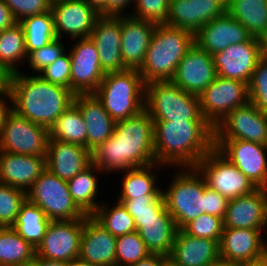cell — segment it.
I'll list each match as a JSON object with an SVG mask.
<instances>
[{
	"instance_id": "obj_60",
	"label": "cell",
	"mask_w": 267,
	"mask_h": 266,
	"mask_svg": "<svg viewBox=\"0 0 267 266\" xmlns=\"http://www.w3.org/2000/svg\"><path fill=\"white\" fill-rule=\"evenodd\" d=\"M265 229H267V188H266V199H265V210H264V230Z\"/></svg>"
},
{
	"instance_id": "obj_56",
	"label": "cell",
	"mask_w": 267,
	"mask_h": 266,
	"mask_svg": "<svg viewBox=\"0 0 267 266\" xmlns=\"http://www.w3.org/2000/svg\"><path fill=\"white\" fill-rule=\"evenodd\" d=\"M209 266H245L244 264L219 258Z\"/></svg>"
},
{
	"instance_id": "obj_46",
	"label": "cell",
	"mask_w": 267,
	"mask_h": 266,
	"mask_svg": "<svg viewBox=\"0 0 267 266\" xmlns=\"http://www.w3.org/2000/svg\"><path fill=\"white\" fill-rule=\"evenodd\" d=\"M71 60L64 52L56 61L47 66L40 75L44 80L70 89Z\"/></svg>"
},
{
	"instance_id": "obj_9",
	"label": "cell",
	"mask_w": 267,
	"mask_h": 266,
	"mask_svg": "<svg viewBox=\"0 0 267 266\" xmlns=\"http://www.w3.org/2000/svg\"><path fill=\"white\" fill-rule=\"evenodd\" d=\"M27 199L51 221H72L87 216L73 201L67 181L61 180L47 168L27 191Z\"/></svg>"
},
{
	"instance_id": "obj_12",
	"label": "cell",
	"mask_w": 267,
	"mask_h": 266,
	"mask_svg": "<svg viewBox=\"0 0 267 266\" xmlns=\"http://www.w3.org/2000/svg\"><path fill=\"white\" fill-rule=\"evenodd\" d=\"M199 97L202 116L215 128L232 110L249 102L248 84L217 76Z\"/></svg>"
},
{
	"instance_id": "obj_4",
	"label": "cell",
	"mask_w": 267,
	"mask_h": 266,
	"mask_svg": "<svg viewBox=\"0 0 267 266\" xmlns=\"http://www.w3.org/2000/svg\"><path fill=\"white\" fill-rule=\"evenodd\" d=\"M117 201L133 216L136 231L148 251L169 257L178 229L163 194Z\"/></svg>"
},
{
	"instance_id": "obj_13",
	"label": "cell",
	"mask_w": 267,
	"mask_h": 266,
	"mask_svg": "<svg viewBox=\"0 0 267 266\" xmlns=\"http://www.w3.org/2000/svg\"><path fill=\"white\" fill-rule=\"evenodd\" d=\"M214 144L258 188H267V145L238 139H214Z\"/></svg>"
},
{
	"instance_id": "obj_23",
	"label": "cell",
	"mask_w": 267,
	"mask_h": 266,
	"mask_svg": "<svg viewBox=\"0 0 267 266\" xmlns=\"http://www.w3.org/2000/svg\"><path fill=\"white\" fill-rule=\"evenodd\" d=\"M251 38L249 31L227 12L214 18L195 33V43L211 55Z\"/></svg>"
},
{
	"instance_id": "obj_53",
	"label": "cell",
	"mask_w": 267,
	"mask_h": 266,
	"mask_svg": "<svg viewBox=\"0 0 267 266\" xmlns=\"http://www.w3.org/2000/svg\"><path fill=\"white\" fill-rule=\"evenodd\" d=\"M10 78L11 73L8 72L2 65H0V94L10 93Z\"/></svg>"
},
{
	"instance_id": "obj_59",
	"label": "cell",
	"mask_w": 267,
	"mask_h": 266,
	"mask_svg": "<svg viewBox=\"0 0 267 266\" xmlns=\"http://www.w3.org/2000/svg\"><path fill=\"white\" fill-rule=\"evenodd\" d=\"M14 266H38V256H35L33 260Z\"/></svg>"
},
{
	"instance_id": "obj_48",
	"label": "cell",
	"mask_w": 267,
	"mask_h": 266,
	"mask_svg": "<svg viewBox=\"0 0 267 266\" xmlns=\"http://www.w3.org/2000/svg\"><path fill=\"white\" fill-rule=\"evenodd\" d=\"M229 200L205 184V213L224 220Z\"/></svg>"
},
{
	"instance_id": "obj_58",
	"label": "cell",
	"mask_w": 267,
	"mask_h": 266,
	"mask_svg": "<svg viewBox=\"0 0 267 266\" xmlns=\"http://www.w3.org/2000/svg\"><path fill=\"white\" fill-rule=\"evenodd\" d=\"M260 40H261L262 55L267 57V32Z\"/></svg>"
},
{
	"instance_id": "obj_38",
	"label": "cell",
	"mask_w": 267,
	"mask_h": 266,
	"mask_svg": "<svg viewBox=\"0 0 267 266\" xmlns=\"http://www.w3.org/2000/svg\"><path fill=\"white\" fill-rule=\"evenodd\" d=\"M24 29L27 54L38 50L57 38L51 11L29 16L19 22Z\"/></svg>"
},
{
	"instance_id": "obj_28",
	"label": "cell",
	"mask_w": 267,
	"mask_h": 266,
	"mask_svg": "<svg viewBox=\"0 0 267 266\" xmlns=\"http://www.w3.org/2000/svg\"><path fill=\"white\" fill-rule=\"evenodd\" d=\"M219 242L177 230L169 260L175 266H209L218 260Z\"/></svg>"
},
{
	"instance_id": "obj_62",
	"label": "cell",
	"mask_w": 267,
	"mask_h": 266,
	"mask_svg": "<svg viewBox=\"0 0 267 266\" xmlns=\"http://www.w3.org/2000/svg\"><path fill=\"white\" fill-rule=\"evenodd\" d=\"M165 266H175L171 261H169Z\"/></svg>"
},
{
	"instance_id": "obj_8",
	"label": "cell",
	"mask_w": 267,
	"mask_h": 266,
	"mask_svg": "<svg viewBox=\"0 0 267 266\" xmlns=\"http://www.w3.org/2000/svg\"><path fill=\"white\" fill-rule=\"evenodd\" d=\"M184 169V170H180ZM175 177L162 190L165 205L178 230L205 213V180L195 167L179 168Z\"/></svg>"
},
{
	"instance_id": "obj_47",
	"label": "cell",
	"mask_w": 267,
	"mask_h": 266,
	"mask_svg": "<svg viewBox=\"0 0 267 266\" xmlns=\"http://www.w3.org/2000/svg\"><path fill=\"white\" fill-rule=\"evenodd\" d=\"M15 20L21 22L29 16L51 11V0H4Z\"/></svg>"
},
{
	"instance_id": "obj_25",
	"label": "cell",
	"mask_w": 267,
	"mask_h": 266,
	"mask_svg": "<svg viewBox=\"0 0 267 266\" xmlns=\"http://www.w3.org/2000/svg\"><path fill=\"white\" fill-rule=\"evenodd\" d=\"M156 26L130 15L121 16V55L126 69H140Z\"/></svg>"
},
{
	"instance_id": "obj_35",
	"label": "cell",
	"mask_w": 267,
	"mask_h": 266,
	"mask_svg": "<svg viewBox=\"0 0 267 266\" xmlns=\"http://www.w3.org/2000/svg\"><path fill=\"white\" fill-rule=\"evenodd\" d=\"M51 220L28 199L22 204L13 229L34 248L41 243Z\"/></svg>"
},
{
	"instance_id": "obj_55",
	"label": "cell",
	"mask_w": 267,
	"mask_h": 266,
	"mask_svg": "<svg viewBox=\"0 0 267 266\" xmlns=\"http://www.w3.org/2000/svg\"><path fill=\"white\" fill-rule=\"evenodd\" d=\"M38 266H68L67 262L38 257Z\"/></svg>"
},
{
	"instance_id": "obj_22",
	"label": "cell",
	"mask_w": 267,
	"mask_h": 266,
	"mask_svg": "<svg viewBox=\"0 0 267 266\" xmlns=\"http://www.w3.org/2000/svg\"><path fill=\"white\" fill-rule=\"evenodd\" d=\"M226 12L223 0H170L166 24L196 33Z\"/></svg>"
},
{
	"instance_id": "obj_1",
	"label": "cell",
	"mask_w": 267,
	"mask_h": 266,
	"mask_svg": "<svg viewBox=\"0 0 267 266\" xmlns=\"http://www.w3.org/2000/svg\"><path fill=\"white\" fill-rule=\"evenodd\" d=\"M92 163L105 174L155 162L154 121L144 109L115 123L113 135L91 152ZM121 170V171H120Z\"/></svg>"
},
{
	"instance_id": "obj_42",
	"label": "cell",
	"mask_w": 267,
	"mask_h": 266,
	"mask_svg": "<svg viewBox=\"0 0 267 266\" xmlns=\"http://www.w3.org/2000/svg\"><path fill=\"white\" fill-rule=\"evenodd\" d=\"M223 228L224 221L222 218L204 213L188 222L182 230L194 237L220 242Z\"/></svg>"
},
{
	"instance_id": "obj_30",
	"label": "cell",
	"mask_w": 267,
	"mask_h": 266,
	"mask_svg": "<svg viewBox=\"0 0 267 266\" xmlns=\"http://www.w3.org/2000/svg\"><path fill=\"white\" fill-rule=\"evenodd\" d=\"M266 188L228 202L224 228L264 229Z\"/></svg>"
},
{
	"instance_id": "obj_21",
	"label": "cell",
	"mask_w": 267,
	"mask_h": 266,
	"mask_svg": "<svg viewBox=\"0 0 267 266\" xmlns=\"http://www.w3.org/2000/svg\"><path fill=\"white\" fill-rule=\"evenodd\" d=\"M89 37L104 73L126 70L121 55V16L100 15Z\"/></svg>"
},
{
	"instance_id": "obj_51",
	"label": "cell",
	"mask_w": 267,
	"mask_h": 266,
	"mask_svg": "<svg viewBox=\"0 0 267 266\" xmlns=\"http://www.w3.org/2000/svg\"><path fill=\"white\" fill-rule=\"evenodd\" d=\"M169 257L160 254H150L147 258L139 260L129 266H165L169 262Z\"/></svg>"
},
{
	"instance_id": "obj_43",
	"label": "cell",
	"mask_w": 267,
	"mask_h": 266,
	"mask_svg": "<svg viewBox=\"0 0 267 266\" xmlns=\"http://www.w3.org/2000/svg\"><path fill=\"white\" fill-rule=\"evenodd\" d=\"M249 102L267 113V57L262 56L248 84Z\"/></svg>"
},
{
	"instance_id": "obj_7",
	"label": "cell",
	"mask_w": 267,
	"mask_h": 266,
	"mask_svg": "<svg viewBox=\"0 0 267 266\" xmlns=\"http://www.w3.org/2000/svg\"><path fill=\"white\" fill-rule=\"evenodd\" d=\"M145 110L153 121L206 120L201 113L200 97L172 81L145 84Z\"/></svg>"
},
{
	"instance_id": "obj_57",
	"label": "cell",
	"mask_w": 267,
	"mask_h": 266,
	"mask_svg": "<svg viewBox=\"0 0 267 266\" xmlns=\"http://www.w3.org/2000/svg\"><path fill=\"white\" fill-rule=\"evenodd\" d=\"M68 266H97V265L91 264L90 262L84 261L80 258H75L68 263Z\"/></svg>"
},
{
	"instance_id": "obj_44",
	"label": "cell",
	"mask_w": 267,
	"mask_h": 266,
	"mask_svg": "<svg viewBox=\"0 0 267 266\" xmlns=\"http://www.w3.org/2000/svg\"><path fill=\"white\" fill-rule=\"evenodd\" d=\"M134 3L135 7L133 8L135 10L130 12V14L127 12L125 15L147 20L155 24H166L169 15L170 0H135Z\"/></svg>"
},
{
	"instance_id": "obj_36",
	"label": "cell",
	"mask_w": 267,
	"mask_h": 266,
	"mask_svg": "<svg viewBox=\"0 0 267 266\" xmlns=\"http://www.w3.org/2000/svg\"><path fill=\"white\" fill-rule=\"evenodd\" d=\"M27 57L25 33L19 22L0 32V65L11 74L18 73L17 63Z\"/></svg>"
},
{
	"instance_id": "obj_31",
	"label": "cell",
	"mask_w": 267,
	"mask_h": 266,
	"mask_svg": "<svg viewBox=\"0 0 267 266\" xmlns=\"http://www.w3.org/2000/svg\"><path fill=\"white\" fill-rule=\"evenodd\" d=\"M226 12L254 38L261 39L267 32V0H228Z\"/></svg>"
},
{
	"instance_id": "obj_10",
	"label": "cell",
	"mask_w": 267,
	"mask_h": 266,
	"mask_svg": "<svg viewBox=\"0 0 267 266\" xmlns=\"http://www.w3.org/2000/svg\"><path fill=\"white\" fill-rule=\"evenodd\" d=\"M206 185L228 200L251 194L258 187L215 147L195 166Z\"/></svg>"
},
{
	"instance_id": "obj_54",
	"label": "cell",
	"mask_w": 267,
	"mask_h": 266,
	"mask_svg": "<svg viewBox=\"0 0 267 266\" xmlns=\"http://www.w3.org/2000/svg\"><path fill=\"white\" fill-rule=\"evenodd\" d=\"M100 15H107V0H85Z\"/></svg>"
},
{
	"instance_id": "obj_19",
	"label": "cell",
	"mask_w": 267,
	"mask_h": 266,
	"mask_svg": "<svg viewBox=\"0 0 267 266\" xmlns=\"http://www.w3.org/2000/svg\"><path fill=\"white\" fill-rule=\"evenodd\" d=\"M216 77L213 56L195 43L178 63L171 81L187 93L199 96Z\"/></svg>"
},
{
	"instance_id": "obj_26",
	"label": "cell",
	"mask_w": 267,
	"mask_h": 266,
	"mask_svg": "<svg viewBox=\"0 0 267 266\" xmlns=\"http://www.w3.org/2000/svg\"><path fill=\"white\" fill-rule=\"evenodd\" d=\"M92 163L91 152L78 144L49 139L46 168L61 180L69 181Z\"/></svg>"
},
{
	"instance_id": "obj_61",
	"label": "cell",
	"mask_w": 267,
	"mask_h": 266,
	"mask_svg": "<svg viewBox=\"0 0 267 266\" xmlns=\"http://www.w3.org/2000/svg\"><path fill=\"white\" fill-rule=\"evenodd\" d=\"M245 266H267V258L257 263H251Z\"/></svg>"
},
{
	"instance_id": "obj_17",
	"label": "cell",
	"mask_w": 267,
	"mask_h": 266,
	"mask_svg": "<svg viewBox=\"0 0 267 266\" xmlns=\"http://www.w3.org/2000/svg\"><path fill=\"white\" fill-rule=\"evenodd\" d=\"M213 56L217 76L249 84L252 74L261 59V40L252 37L249 41L230 45Z\"/></svg>"
},
{
	"instance_id": "obj_16",
	"label": "cell",
	"mask_w": 267,
	"mask_h": 266,
	"mask_svg": "<svg viewBox=\"0 0 267 266\" xmlns=\"http://www.w3.org/2000/svg\"><path fill=\"white\" fill-rule=\"evenodd\" d=\"M84 218L72 221H51L36 256L69 263L78 258Z\"/></svg>"
},
{
	"instance_id": "obj_41",
	"label": "cell",
	"mask_w": 267,
	"mask_h": 266,
	"mask_svg": "<svg viewBox=\"0 0 267 266\" xmlns=\"http://www.w3.org/2000/svg\"><path fill=\"white\" fill-rule=\"evenodd\" d=\"M27 199V192L0 182V227H12L22 204Z\"/></svg>"
},
{
	"instance_id": "obj_52",
	"label": "cell",
	"mask_w": 267,
	"mask_h": 266,
	"mask_svg": "<svg viewBox=\"0 0 267 266\" xmlns=\"http://www.w3.org/2000/svg\"><path fill=\"white\" fill-rule=\"evenodd\" d=\"M11 111H12V98H11L10 93L0 94V134L4 126L6 116Z\"/></svg>"
},
{
	"instance_id": "obj_45",
	"label": "cell",
	"mask_w": 267,
	"mask_h": 266,
	"mask_svg": "<svg viewBox=\"0 0 267 266\" xmlns=\"http://www.w3.org/2000/svg\"><path fill=\"white\" fill-rule=\"evenodd\" d=\"M60 38H55L42 48L32 51L27 57V63L34 73L39 74L47 66L56 61L66 50Z\"/></svg>"
},
{
	"instance_id": "obj_14",
	"label": "cell",
	"mask_w": 267,
	"mask_h": 266,
	"mask_svg": "<svg viewBox=\"0 0 267 266\" xmlns=\"http://www.w3.org/2000/svg\"><path fill=\"white\" fill-rule=\"evenodd\" d=\"M214 139H238L267 145V113L248 102L232 110L214 128Z\"/></svg>"
},
{
	"instance_id": "obj_6",
	"label": "cell",
	"mask_w": 267,
	"mask_h": 266,
	"mask_svg": "<svg viewBox=\"0 0 267 266\" xmlns=\"http://www.w3.org/2000/svg\"><path fill=\"white\" fill-rule=\"evenodd\" d=\"M93 94L115 122L145 109V83L137 69L105 73Z\"/></svg>"
},
{
	"instance_id": "obj_18",
	"label": "cell",
	"mask_w": 267,
	"mask_h": 266,
	"mask_svg": "<svg viewBox=\"0 0 267 266\" xmlns=\"http://www.w3.org/2000/svg\"><path fill=\"white\" fill-rule=\"evenodd\" d=\"M263 229L223 228L219 242L221 259L244 265L257 263L267 258V241Z\"/></svg>"
},
{
	"instance_id": "obj_37",
	"label": "cell",
	"mask_w": 267,
	"mask_h": 266,
	"mask_svg": "<svg viewBox=\"0 0 267 266\" xmlns=\"http://www.w3.org/2000/svg\"><path fill=\"white\" fill-rule=\"evenodd\" d=\"M36 248L13 227H0V266H14L33 260Z\"/></svg>"
},
{
	"instance_id": "obj_24",
	"label": "cell",
	"mask_w": 267,
	"mask_h": 266,
	"mask_svg": "<svg viewBox=\"0 0 267 266\" xmlns=\"http://www.w3.org/2000/svg\"><path fill=\"white\" fill-rule=\"evenodd\" d=\"M116 240L91 215L84 218L78 258L97 266H116Z\"/></svg>"
},
{
	"instance_id": "obj_49",
	"label": "cell",
	"mask_w": 267,
	"mask_h": 266,
	"mask_svg": "<svg viewBox=\"0 0 267 266\" xmlns=\"http://www.w3.org/2000/svg\"><path fill=\"white\" fill-rule=\"evenodd\" d=\"M135 0H107V15L124 16V10ZM127 7V8H126Z\"/></svg>"
},
{
	"instance_id": "obj_32",
	"label": "cell",
	"mask_w": 267,
	"mask_h": 266,
	"mask_svg": "<svg viewBox=\"0 0 267 266\" xmlns=\"http://www.w3.org/2000/svg\"><path fill=\"white\" fill-rule=\"evenodd\" d=\"M156 166L160 168L165 165L154 163L148 166L123 171L125 175L122 178L121 192L117 200L147 197L148 195H160L162 189L157 187V179L155 177V171H153V168L156 169Z\"/></svg>"
},
{
	"instance_id": "obj_33",
	"label": "cell",
	"mask_w": 267,
	"mask_h": 266,
	"mask_svg": "<svg viewBox=\"0 0 267 266\" xmlns=\"http://www.w3.org/2000/svg\"><path fill=\"white\" fill-rule=\"evenodd\" d=\"M94 171L101 172L91 163L67 182L73 201L86 215H91L101 204L96 200L99 184Z\"/></svg>"
},
{
	"instance_id": "obj_5",
	"label": "cell",
	"mask_w": 267,
	"mask_h": 266,
	"mask_svg": "<svg viewBox=\"0 0 267 266\" xmlns=\"http://www.w3.org/2000/svg\"><path fill=\"white\" fill-rule=\"evenodd\" d=\"M195 44V34L186 29L157 24L144 63L138 70L145 84L171 81L178 63Z\"/></svg>"
},
{
	"instance_id": "obj_29",
	"label": "cell",
	"mask_w": 267,
	"mask_h": 266,
	"mask_svg": "<svg viewBox=\"0 0 267 266\" xmlns=\"http://www.w3.org/2000/svg\"><path fill=\"white\" fill-rule=\"evenodd\" d=\"M77 105L87 129V149L92 152L113 135L115 121L94 94H76Z\"/></svg>"
},
{
	"instance_id": "obj_34",
	"label": "cell",
	"mask_w": 267,
	"mask_h": 266,
	"mask_svg": "<svg viewBox=\"0 0 267 266\" xmlns=\"http://www.w3.org/2000/svg\"><path fill=\"white\" fill-rule=\"evenodd\" d=\"M49 139H58L87 148L86 124L80 110L74 102L49 128Z\"/></svg>"
},
{
	"instance_id": "obj_20",
	"label": "cell",
	"mask_w": 267,
	"mask_h": 266,
	"mask_svg": "<svg viewBox=\"0 0 267 266\" xmlns=\"http://www.w3.org/2000/svg\"><path fill=\"white\" fill-rule=\"evenodd\" d=\"M51 12L57 38L64 33L75 40L89 37L100 16L85 0L54 1Z\"/></svg>"
},
{
	"instance_id": "obj_50",
	"label": "cell",
	"mask_w": 267,
	"mask_h": 266,
	"mask_svg": "<svg viewBox=\"0 0 267 266\" xmlns=\"http://www.w3.org/2000/svg\"><path fill=\"white\" fill-rule=\"evenodd\" d=\"M17 23L4 0H0V32L9 29Z\"/></svg>"
},
{
	"instance_id": "obj_27",
	"label": "cell",
	"mask_w": 267,
	"mask_h": 266,
	"mask_svg": "<svg viewBox=\"0 0 267 266\" xmlns=\"http://www.w3.org/2000/svg\"><path fill=\"white\" fill-rule=\"evenodd\" d=\"M46 169V157L0 151V182L27 192Z\"/></svg>"
},
{
	"instance_id": "obj_39",
	"label": "cell",
	"mask_w": 267,
	"mask_h": 266,
	"mask_svg": "<svg viewBox=\"0 0 267 266\" xmlns=\"http://www.w3.org/2000/svg\"><path fill=\"white\" fill-rule=\"evenodd\" d=\"M106 206L104 202L101 203L91 216L113 236L119 237L136 231L134 218L122 203L116 201L111 209Z\"/></svg>"
},
{
	"instance_id": "obj_15",
	"label": "cell",
	"mask_w": 267,
	"mask_h": 266,
	"mask_svg": "<svg viewBox=\"0 0 267 266\" xmlns=\"http://www.w3.org/2000/svg\"><path fill=\"white\" fill-rule=\"evenodd\" d=\"M70 51V90L75 95L93 94L105 76L95 43L90 37L78 38Z\"/></svg>"
},
{
	"instance_id": "obj_40",
	"label": "cell",
	"mask_w": 267,
	"mask_h": 266,
	"mask_svg": "<svg viewBox=\"0 0 267 266\" xmlns=\"http://www.w3.org/2000/svg\"><path fill=\"white\" fill-rule=\"evenodd\" d=\"M115 248L116 266H129L151 254L137 231L117 237Z\"/></svg>"
},
{
	"instance_id": "obj_3",
	"label": "cell",
	"mask_w": 267,
	"mask_h": 266,
	"mask_svg": "<svg viewBox=\"0 0 267 266\" xmlns=\"http://www.w3.org/2000/svg\"><path fill=\"white\" fill-rule=\"evenodd\" d=\"M34 75L11 74L9 92L12 110L49 129L73 103L75 94L70 89L44 80L40 75Z\"/></svg>"
},
{
	"instance_id": "obj_2",
	"label": "cell",
	"mask_w": 267,
	"mask_h": 266,
	"mask_svg": "<svg viewBox=\"0 0 267 266\" xmlns=\"http://www.w3.org/2000/svg\"><path fill=\"white\" fill-rule=\"evenodd\" d=\"M214 147V127L207 120L154 121L158 164L195 167Z\"/></svg>"
},
{
	"instance_id": "obj_11",
	"label": "cell",
	"mask_w": 267,
	"mask_h": 266,
	"mask_svg": "<svg viewBox=\"0 0 267 266\" xmlns=\"http://www.w3.org/2000/svg\"><path fill=\"white\" fill-rule=\"evenodd\" d=\"M49 129L13 110L6 116L0 134V151L46 157Z\"/></svg>"
}]
</instances>
